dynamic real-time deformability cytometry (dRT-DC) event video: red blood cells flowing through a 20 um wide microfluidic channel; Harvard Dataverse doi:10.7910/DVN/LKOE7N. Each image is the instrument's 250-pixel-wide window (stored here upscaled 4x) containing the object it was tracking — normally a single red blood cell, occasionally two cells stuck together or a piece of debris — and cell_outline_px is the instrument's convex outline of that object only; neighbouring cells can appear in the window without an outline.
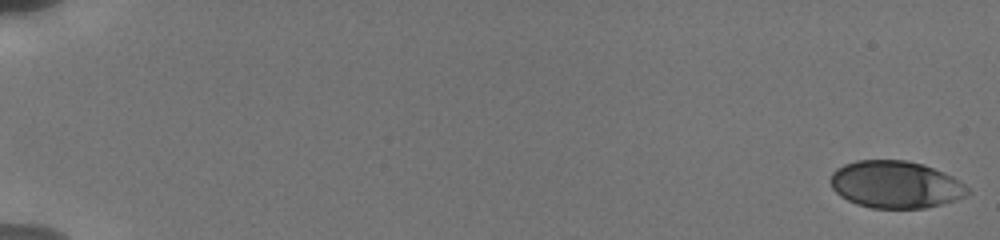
{"species": "human", "species_latin": "Homo sapiens", "temperature_condition": "cold", "stored_images_in_passage": 43, "camera_frame_rate_fps": 3000, "um_per_image_px": 0.085, "donor": {"sex": "male"}, "frame": {"image": 1, "passage_image": 1, "time_ms": 0.0, "image_size_px": [1000, 240], "cell_outline_px": [[968, 192], [964, 196], [940, 204], [924, 208], [872, 208], [856, 204], [840, 196], [832, 188], [828, 180], [832, 172], [836, 168], [844, 164], [856, 160], [904, 160], [924, 164], [944, 172], [952, 176], [964, 184], [968, 188]], "centroid_in_image_um": [76.06, 15.67], "position_along_channel_um": 8.9, "area_um2": 37.74}}
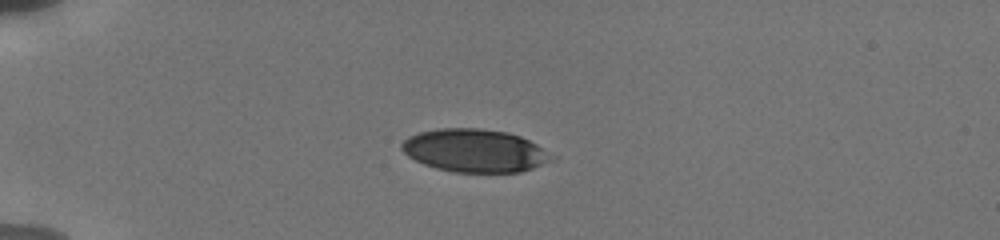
{"frame": {"image": 2, "passage_image": 36, "time_ms": 5.0, "image_size_px": [1000, 240], "cell_outline_px": [[556, 156], [552, 160], [532, 168], [520, 172], [452, 172], [436, 168], [424, 164], [408, 156], [400, 148], [400, 144], [408, 136], [420, 132], [436, 128], [480, 128], [508, 132], [520, 136], [536, 144]], "centroid_in_image_um": [40.34, 12.79], "position_along_channel_um": 44.7, "area_um2": 37.63}}